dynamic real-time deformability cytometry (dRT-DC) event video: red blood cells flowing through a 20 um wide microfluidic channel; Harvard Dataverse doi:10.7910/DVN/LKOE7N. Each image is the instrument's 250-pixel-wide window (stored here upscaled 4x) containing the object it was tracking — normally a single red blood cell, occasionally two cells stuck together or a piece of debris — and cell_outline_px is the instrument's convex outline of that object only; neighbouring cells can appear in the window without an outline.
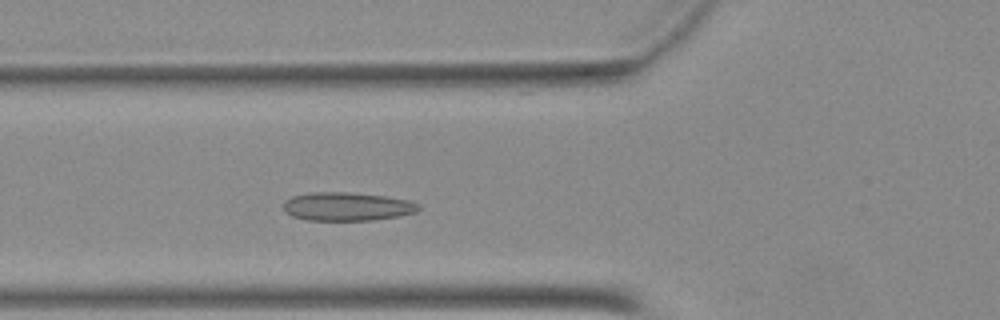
{"species": "Egyptian fruit bat (a non-hibernating species)", "species_latin": "Rousettus aegyptiacus", "temperature_condition": "warm", "stored_images_in_passage": 35, "camera_frame_rate_fps": 3000, "um_per_image_px": 0.085, "animal": {"sex": "female"}, "frame": {"image": 1, "passage_image": 7, "time_ms": 2.0, "image_size_px": [1000, 320], "cell_outline_px": [[420, 208], [416, 212], [400, 216], [372, 220], [308, 220], [292, 216], [284, 208], [284, 200], [292, 196], [316, 192], [344, 192], [384, 196], [408, 200], [420, 204]], "centroid_in_image_um": [29.53, 17.56], "position_along_channel_um": 96.3, "area_um2": 22.25}}
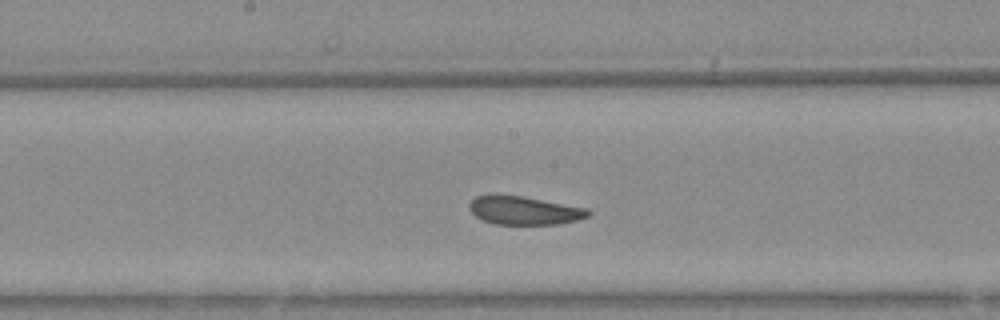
{"frame": {"image": 2, "passage_image": 15, "time_ms": 4.667, "image_size_px": [1000, 320], "cell_outline_px": [[592, 212], [588, 216], [576, 220], [560, 224], [492, 224], [476, 216], [468, 208], [468, 204], [476, 196], [524, 196], [588, 208]], "centroid_in_image_um": [44.6, 17.9], "position_along_channel_um": 203.6, "area_um2": 19.48}}
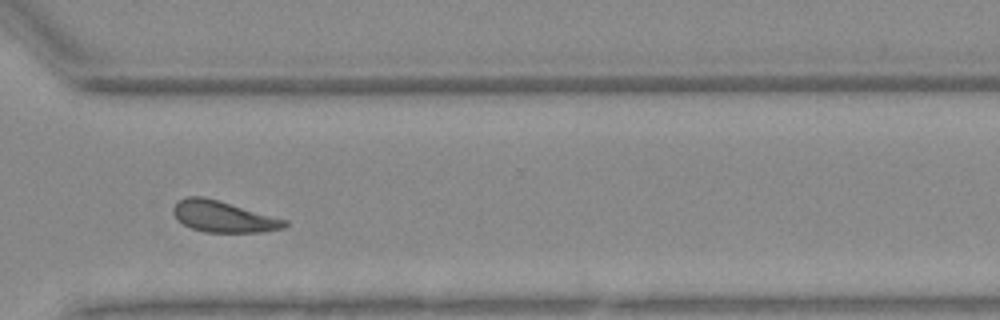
{"frame": {"image": 3, "passage_image": 26, "time_ms": 8.333, "image_size_px": [1000, 320], "cell_outline_px": [[288, 224], [284, 228], [264, 232], [204, 232], [192, 228], [176, 220], [172, 212], [172, 208], [180, 200], [188, 196], [204, 196], [288, 220]], "centroid_in_image_um": [18.98, 18.41], "position_along_channel_um": 351.6, "area_um2": 20.29}}